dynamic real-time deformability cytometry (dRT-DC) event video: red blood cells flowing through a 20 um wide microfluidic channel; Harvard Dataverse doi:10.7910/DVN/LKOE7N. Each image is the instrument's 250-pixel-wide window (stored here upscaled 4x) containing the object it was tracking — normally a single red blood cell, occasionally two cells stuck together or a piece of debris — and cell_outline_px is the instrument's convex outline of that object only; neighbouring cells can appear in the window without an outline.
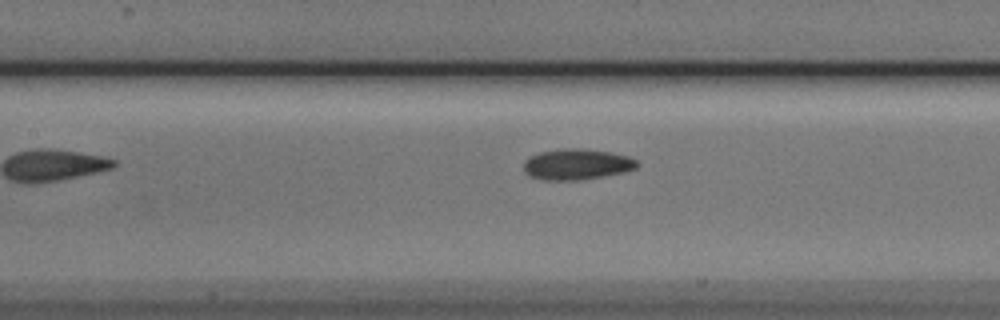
{"species": "Egyptian fruit bat (a non-hibernating species)", "species_latin": "Rousettus aegyptiacus", "temperature_condition": "cold", "stored_images_in_passage": 8, "segment_of_instrument_passage": [2, 2], "camera_frame_rate_fps": 3000, "um_per_image_px": 0.085, "animal": {"sex": "male"}, "frame": {"image": 1, "passage_image": 8, "time_ms": 2.333, "image_size_px": [1000, 320], "cell_outline_px": [[640, 164], [636, 168], [624, 172], [580, 180], [544, 180], [532, 176], [524, 172], [524, 160], [540, 152], [564, 148], [580, 148], [608, 152], [628, 156], [636, 160]], "centroid_in_image_um": [49.03, 13.96], "position_along_channel_um": 158.4, "area_um2": 20.23}}